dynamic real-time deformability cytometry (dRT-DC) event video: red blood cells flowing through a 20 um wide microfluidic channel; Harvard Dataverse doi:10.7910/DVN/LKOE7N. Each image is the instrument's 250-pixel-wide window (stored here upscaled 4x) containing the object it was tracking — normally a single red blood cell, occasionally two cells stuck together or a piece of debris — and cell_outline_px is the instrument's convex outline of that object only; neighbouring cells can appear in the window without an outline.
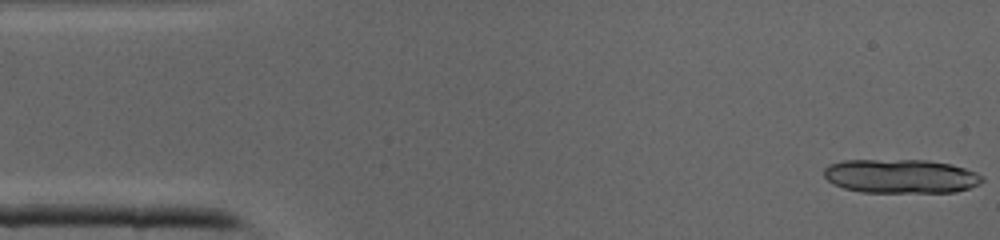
{"species": "common noctule bat (a hibernating species)", "species_latin": "Nyctalus noctula", "temperature_condition": "cold", "stored_images_in_passage": 41, "camera_frame_rate_fps": 3000, "um_per_image_px": 0.085, "animal": {"sex": "male", "body_mass_g": 19.0, "forearm_length_mm": 50.8}, "frame": {"image": 1, "passage_image": 1, "time_ms": 0.0, "image_size_px": [1000, 240], "cell_outline_px": [[984, 180], [968, 188], [956, 192], [860, 192], [844, 188], [828, 180], [824, 176], [824, 168], [828, 164], [844, 160], [928, 160], [952, 164], [976, 172], [984, 176]], "centroid_in_image_um": [76.57, 14.97], "position_along_channel_um": 8.4, "area_um2": 31.39}}
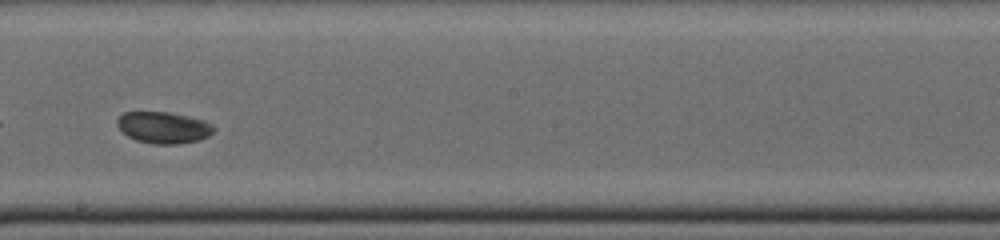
{"frame": {"image": 2, "passage_image": 23, "time_ms": 7.333, "image_size_px": [1000, 240], "cell_outline_px": [[216, 128], [208, 136], [200, 140], [180, 144], [152, 144], [136, 140], [128, 136], [116, 124], [116, 120], [124, 112], [168, 112], [188, 116], [204, 120], [212, 124]], "centroid_in_image_um": [13.92, 10.84], "position_along_channel_um": 234.3, "area_um2": 17.8}}
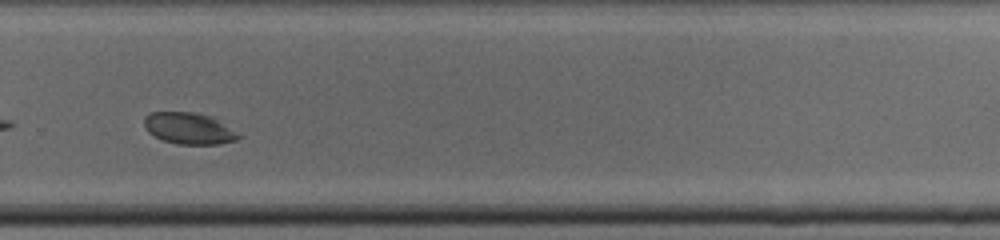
{"frame": {"image": 3, "passage_image": 28, "time_ms": 9.0, "image_size_px": [1000, 240], "cell_outline_px": [[244, 132], [236, 140], [220, 144], [176, 144], [160, 140], [148, 132], [144, 124], [144, 116], [152, 112], [196, 112], [212, 116]], "centroid_in_image_um": [16.14, 10.91], "position_along_channel_um": 313.7, "area_um2": 17.92}}